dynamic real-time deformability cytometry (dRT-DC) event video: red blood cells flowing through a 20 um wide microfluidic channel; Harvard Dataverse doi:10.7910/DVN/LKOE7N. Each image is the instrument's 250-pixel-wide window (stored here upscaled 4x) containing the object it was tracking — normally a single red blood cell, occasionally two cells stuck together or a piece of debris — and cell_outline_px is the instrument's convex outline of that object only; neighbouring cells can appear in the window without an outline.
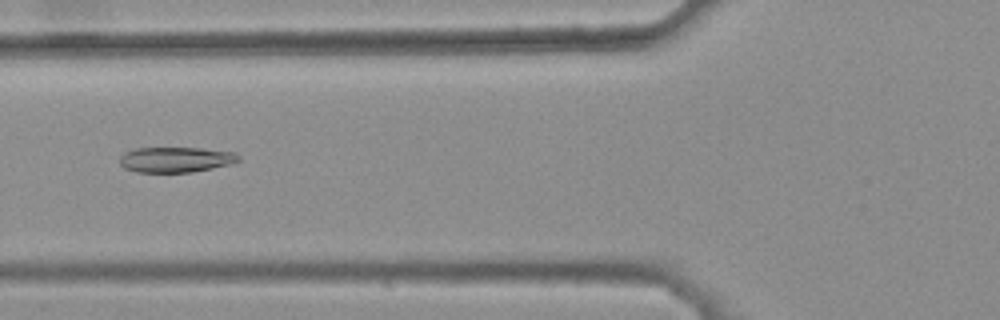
{"species": "common noctule bat (a hibernating species)", "species_latin": "Nyctalus noctula", "temperature_condition": "warm", "stored_images_in_passage": 46, "camera_frame_rate_fps": 3000, "um_per_image_px": 0.085, "animal": {"sex": "female", "body_mass_g": 25.1}, "frame": {"image": 1, "passage_image": 20, "time_ms": 6.333, "image_size_px": [1000, 320], "cell_outline_px": [[240, 160], [232, 164], [192, 172], [136, 172], [124, 168], [120, 164], [120, 156], [124, 152], [136, 148], [200, 148], [236, 152], [240, 156]], "centroid_in_image_um": [14.95, 13.56], "position_along_channel_um": 110.8, "area_um2": 17.69}}
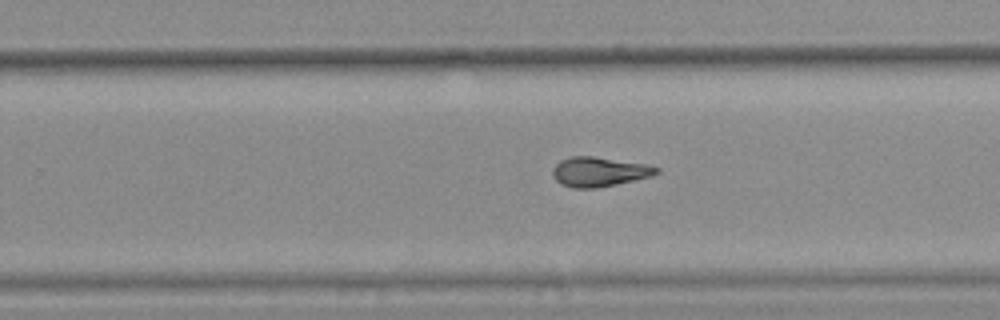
{"frame": {"image": 2, "passage_image": 33, "time_ms": 10.667, "image_size_px": [1000, 320], "cell_outline_px": [[660, 172], [652, 176], [616, 184], [596, 188], [572, 188], [560, 184], [556, 180], [552, 172], [552, 168], [560, 160], [572, 156], [592, 156], [652, 164], [660, 168]], "centroid_in_image_um": [50.97, 14.59], "position_along_channel_um": 278.8, "area_um2": 18.15}}
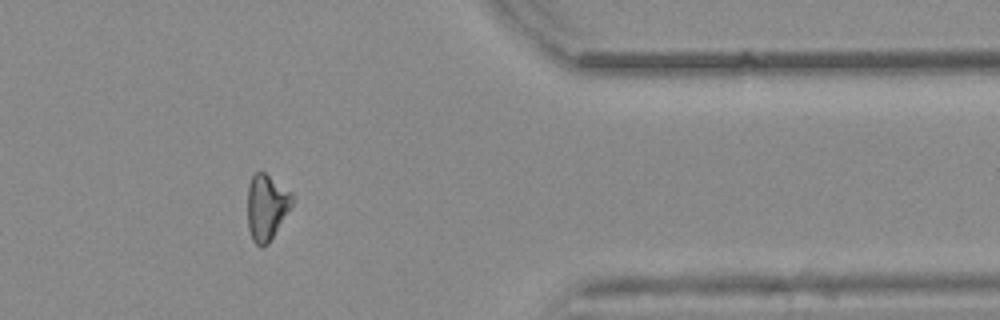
{"frame": {"image": 3, "passage_image": 43, "time_ms": 14.0, "image_size_px": [1000, 320], "cell_outline_px": [[292, 204], [268, 244], [260, 248], [252, 240], [248, 228], [248, 184], [252, 176], [256, 172], [264, 172], [292, 192]], "centroid_in_image_um": [22.63, 17.61], "position_along_channel_um": 388.8, "area_um2": 16.94}, "authors_computed_cell_mechanics": {"area_um2": 17.8602, "velocity_mm_per_s": 3.8831, "shape_relaxation_time_tau1_ms": null, "shape_relaxation_time_tau2_ms": 3.0174, "deformation_change_tau1": null, "deformation_change_tau2": 0.0919}}